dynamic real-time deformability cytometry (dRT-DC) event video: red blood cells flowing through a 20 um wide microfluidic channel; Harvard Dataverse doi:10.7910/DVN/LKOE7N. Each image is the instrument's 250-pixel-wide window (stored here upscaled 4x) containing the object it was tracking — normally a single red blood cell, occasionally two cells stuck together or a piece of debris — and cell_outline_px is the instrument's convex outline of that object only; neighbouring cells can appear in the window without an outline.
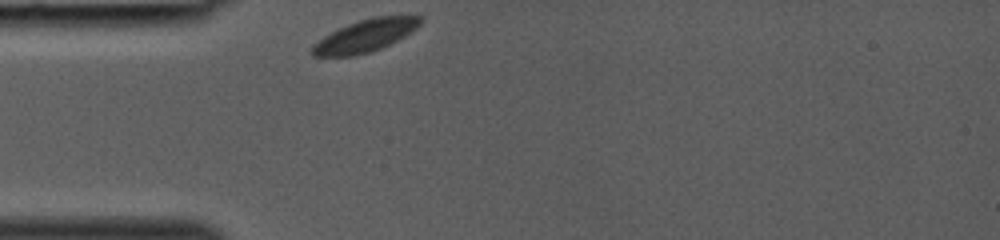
{"species": "common noctule bat (a hibernating species)", "species_latin": "Nyctalus noctula", "temperature_condition": "room temperature", "stored_images_in_passage": 25, "camera_frame_rate_fps": 3000, "um_per_image_px": 0.085, "animal": {"sex": "female", "body_mass_g": 19.0, "forearm_length_mm": 53.3}, "frame": {"image": 1, "passage_image": 1, "time_ms": 0.0, "image_size_px": [1000, 240], "cell_outline_px": [[424, 20], [416, 28], [404, 36], [380, 48], [368, 52], [352, 56], [312, 56], [312, 48], [324, 36], [348, 24], [360, 20], [376, 16], [420, 16]], "centroid_in_image_um": [31.07, 3.03], "position_along_channel_um": 53.9, "area_um2": 19.77}}
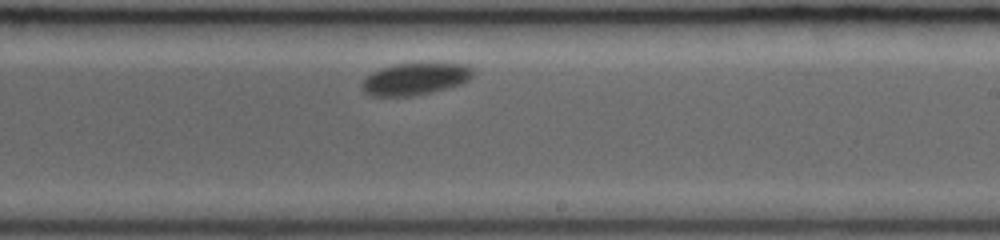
{"frame": {"image": 2, "passage_image": 15, "time_ms": 4.667, "image_size_px": [1000, 240], "cell_outline_px": [[472, 76], [468, 80], [460, 84], [448, 88], [432, 92], [412, 96], [372, 96], [364, 92], [360, 84], [372, 72], [380, 68], [396, 64], [468, 64], [472, 68]], "centroid_in_image_um": [35.27, 6.72], "position_along_channel_um": 253.7, "area_um2": 20.52}}
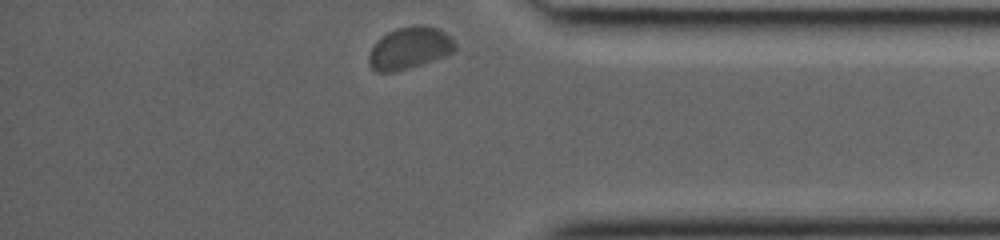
{"frame": {"image": 3, "passage_image": 25, "time_ms": 8.0, "image_size_px": [1000, 240], "cell_outline_px": [[456, 48], [452, 52], [444, 56], [396, 72], [376, 72], [372, 68], [368, 60], [368, 56], [376, 40], [388, 32], [396, 28], [416, 24], [420, 24], [440, 28], [452, 36], [456, 44]], "centroid_in_image_um": [34.82, 4.06], "position_along_channel_um": 400.4, "area_um2": 21.27}}